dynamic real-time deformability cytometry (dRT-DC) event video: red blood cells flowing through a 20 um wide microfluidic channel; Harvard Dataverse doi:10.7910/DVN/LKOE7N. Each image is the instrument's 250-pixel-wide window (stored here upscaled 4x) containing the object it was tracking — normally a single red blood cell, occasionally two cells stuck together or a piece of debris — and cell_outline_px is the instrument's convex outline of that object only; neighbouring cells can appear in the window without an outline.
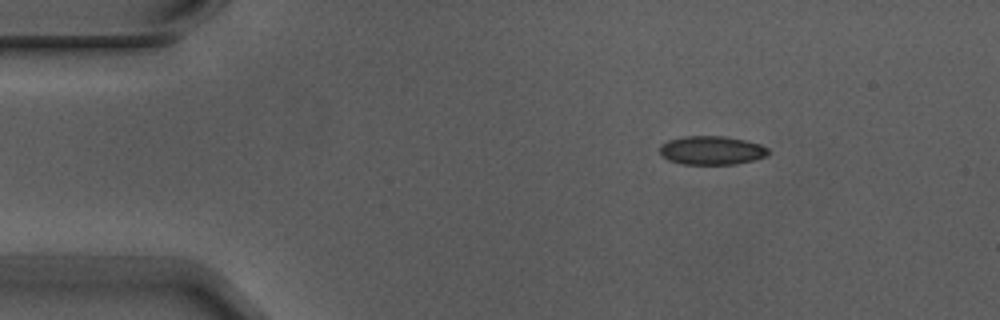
{"species": "Egyptian fruit bat (a non-hibernating species)", "species_latin": "Rousettus aegyptiacus", "temperature_condition": "warm", "stored_images_in_passage": 5, "camera_frame_rate_fps": 3000, "um_per_image_px": 0.085, "animal": {"sex": "male"}, "frame": {"image": 1, "passage_image": 2, "time_ms": 0.333, "image_size_px": [1000, 320], "cell_outline_px": [[768, 156], [756, 160], [736, 164], [680, 164], [668, 160], [660, 152], [660, 144], [668, 140], [684, 136], [724, 136], [744, 140], [760, 144], [768, 148]], "centroid_in_image_um": [60.5, 12.78], "position_along_channel_um": 24.5, "area_um2": 18.26}}